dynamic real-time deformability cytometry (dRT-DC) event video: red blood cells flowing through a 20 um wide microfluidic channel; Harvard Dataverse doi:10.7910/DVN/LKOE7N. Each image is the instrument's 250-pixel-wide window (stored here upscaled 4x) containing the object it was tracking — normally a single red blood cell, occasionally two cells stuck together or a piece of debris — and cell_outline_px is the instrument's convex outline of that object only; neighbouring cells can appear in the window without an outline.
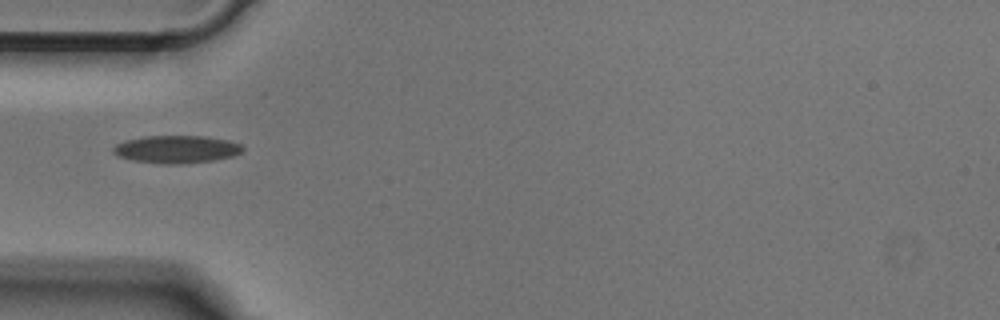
{"species": "Egyptian fruit bat (a non-hibernating species)", "species_latin": "Rousettus aegyptiacus", "temperature_condition": "cold", "stored_images_in_passage": 36, "camera_frame_rate_fps": 3000, "um_per_image_px": 0.085, "animal": {"sex": "male"}, "frame": {"image": 1, "passage_image": 1, "time_ms": 0.0, "image_size_px": [1000, 320], "cell_outline_px": [[244, 148], [240, 152], [232, 156], [212, 160], [184, 164], [160, 164], [132, 160], [120, 156], [112, 152], [112, 148], [116, 144], [124, 140], [144, 136], [204, 136], [228, 140], [240, 144]], "centroid_in_image_um": [14.96, 12.69], "position_along_channel_um": 70.0, "area_um2": 20.87}}
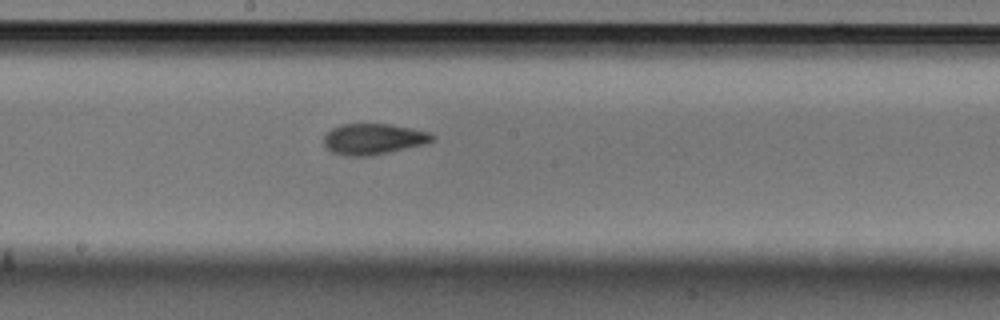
{"frame": {"image": 2, "passage_image": 12, "time_ms": 3.667, "image_size_px": [1000, 320], "cell_outline_px": [[436, 140], [424, 144], [388, 152], [368, 156], [344, 156], [332, 152], [324, 144], [324, 136], [332, 128], [340, 124], [388, 124], [412, 128], [428, 132], [436, 136]], "centroid_in_image_um": [31.75, 11.81], "position_along_channel_um": 216.5, "area_um2": 19.48}}
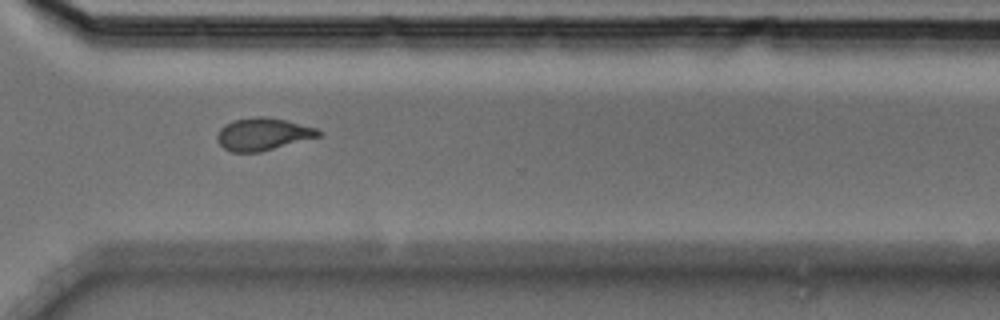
{"frame": {"image": 3, "passage_image": 22, "time_ms": 7.0, "image_size_px": [1000, 320], "cell_outline_px": [[324, 132], [320, 136], [260, 152], [232, 152], [224, 148], [216, 140], [216, 136], [220, 128], [224, 124], [232, 120], [252, 116], [264, 116], [284, 120], [316, 128]], "centroid_in_image_um": [22.31, 11.39], "position_along_channel_um": 348.3, "area_um2": 19.19}}